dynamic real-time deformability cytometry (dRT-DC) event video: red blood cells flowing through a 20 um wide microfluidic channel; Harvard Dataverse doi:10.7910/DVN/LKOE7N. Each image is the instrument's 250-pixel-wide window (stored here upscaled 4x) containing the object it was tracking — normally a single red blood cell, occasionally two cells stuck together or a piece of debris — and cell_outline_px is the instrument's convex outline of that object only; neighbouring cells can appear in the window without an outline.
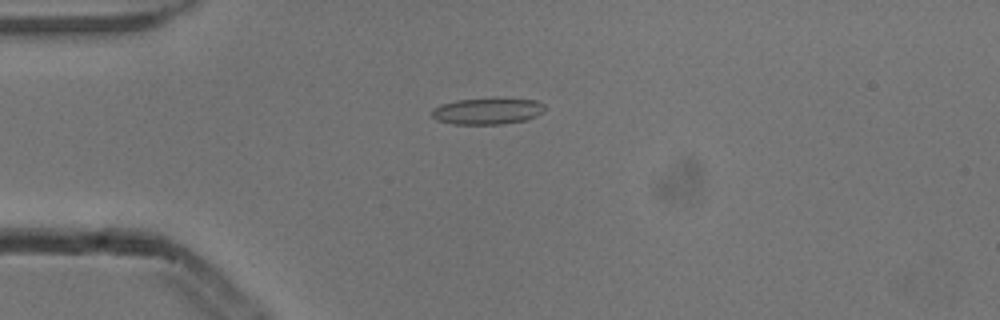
{"species": "common noctule bat (a hibernating species)", "species_latin": "Nyctalus noctula", "temperature_condition": "cold", "stored_images_in_passage": 5, "camera_frame_rate_fps": 3000, "um_per_image_px": 0.085, "animal": {"sex": "male", "body_mass_g": 13.3}, "frame": {"image": 1, "passage_image": 3, "time_ms": 0.667, "image_size_px": [1000, 320], "cell_outline_px": [[544, 112], [536, 116], [524, 120], [500, 124], [452, 124], [436, 120], [432, 116], [432, 108], [440, 104], [456, 100], [536, 100], [544, 104]], "centroid_in_image_um": [41.38, 9.47], "position_along_channel_um": 43.6, "area_um2": 16.88}}
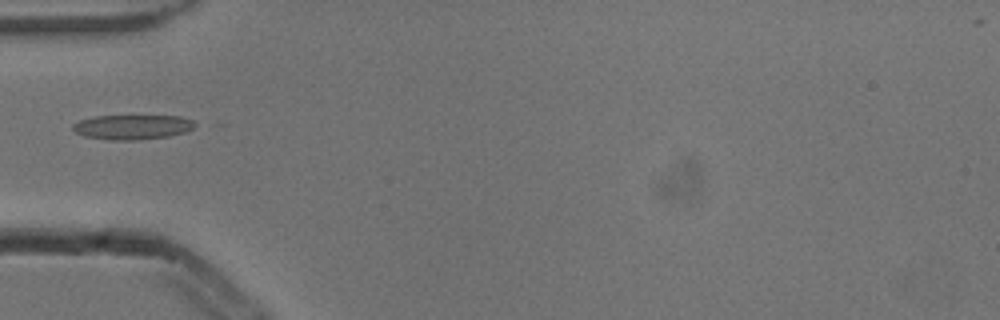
{"frame": {"image": 2, "passage_image": 4, "time_ms": 1.0, "image_size_px": [1000, 320], "cell_outline_px": [[196, 124], [192, 128], [184, 132], [168, 136], [136, 140], [112, 140], [84, 136], [76, 132], [72, 128], [72, 124], [80, 120], [92, 116], [180, 116], [192, 120]], "centroid_in_image_um": [11.22, 10.79], "position_along_channel_um": 73.8, "area_um2": 17.46}}
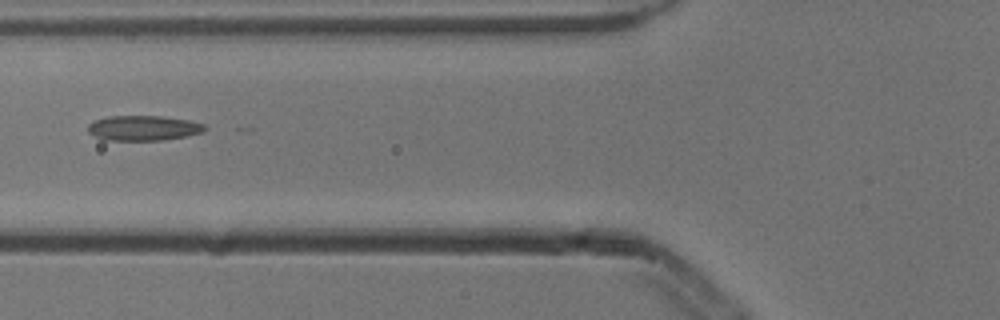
{"frame": {"image": 3, "passage_image": 5, "time_ms": 1.333, "image_size_px": [1000, 320], "cell_outline_px": [[208, 128], [204, 132], [164, 140], [104, 140], [88, 132], [88, 124], [92, 120], [108, 116], [164, 116], [188, 120], [204, 124]], "centroid_in_image_um": [12.18, 10.87], "position_along_channel_um": 113.6, "area_um2": 17.17}}